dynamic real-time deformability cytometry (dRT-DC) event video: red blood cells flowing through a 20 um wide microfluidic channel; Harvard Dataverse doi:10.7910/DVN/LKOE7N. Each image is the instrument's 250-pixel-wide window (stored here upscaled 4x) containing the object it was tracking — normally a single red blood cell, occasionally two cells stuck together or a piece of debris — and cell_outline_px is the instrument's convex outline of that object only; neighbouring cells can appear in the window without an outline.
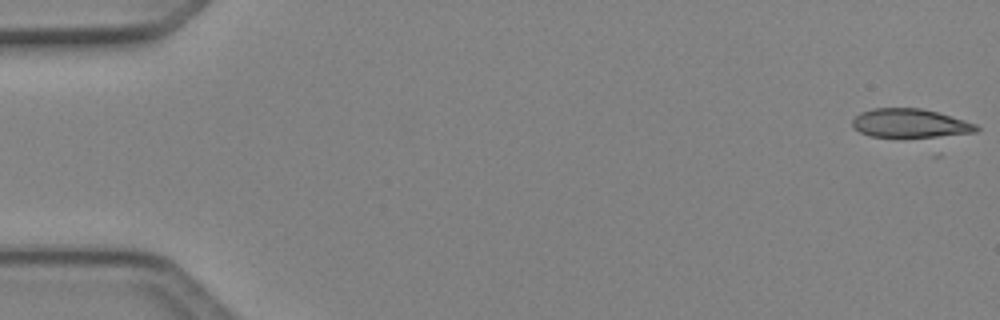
{"species": "Egyptian fruit bat (a non-hibernating species)", "species_latin": "Rousettus aegyptiacus", "temperature_condition": "cold", "stored_images_in_passage": 4, "camera_frame_rate_fps": 3000, "um_per_image_px": 0.085, "animal": {"sex": "female"}, "frame": {"image": 1, "passage_image": 1, "time_ms": 0.0, "image_size_px": [1000, 320], "cell_outline_px": [[980, 128], [976, 132], [932, 140], [872, 136], [860, 132], [852, 124], [852, 120], [860, 112], [872, 108], [920, 108], [936, 112], [976, 124]], "centroid_in_image_um": [77.42, 10.53], "position_along_channel_um": 7.6, "area_um2": 21.68}}